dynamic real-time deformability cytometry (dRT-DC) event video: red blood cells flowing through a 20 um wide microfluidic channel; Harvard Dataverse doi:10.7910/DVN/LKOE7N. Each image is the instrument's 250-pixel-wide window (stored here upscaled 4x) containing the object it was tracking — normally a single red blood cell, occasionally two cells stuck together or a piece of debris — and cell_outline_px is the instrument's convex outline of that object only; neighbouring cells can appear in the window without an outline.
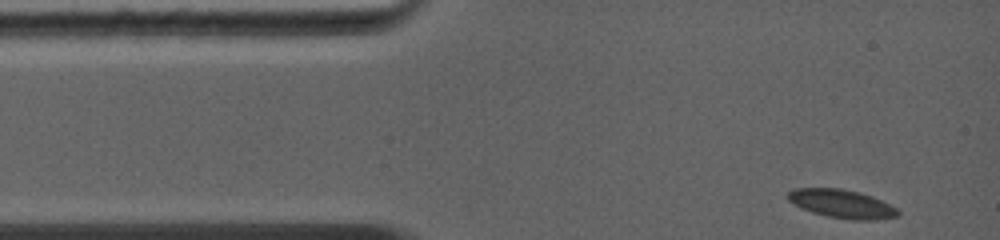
{"species": "common noctule bat (a hibernating species)", "species_latin": "Nyctalus noctula", "temperature_condition": "warm", "stored_images_in_passage": 52, "camera_frame_rate_fps": 5000, "um_per_image_px": 0.085, "animal": {"sex": "female", "body_mass_g": 19.0, "forearm_length_mm": 56.7}, "frame": {"image": 1, "passage_image": 1, "time_ms": 0.0, "image_size_px": [1000, 240], "cell_outline_px": [[900, 216], [876, 220], [852, 220], [828, 216], [812, 212], [800, 208], [788, 200], [788, 192], [796, 188], [840, 188], [872, 196], [896, 208], [900, 212]], "centroid_in_image_um": [71.56, 17.33], "position_along_channel_um": 13.4, "area_um2": 18.15}}
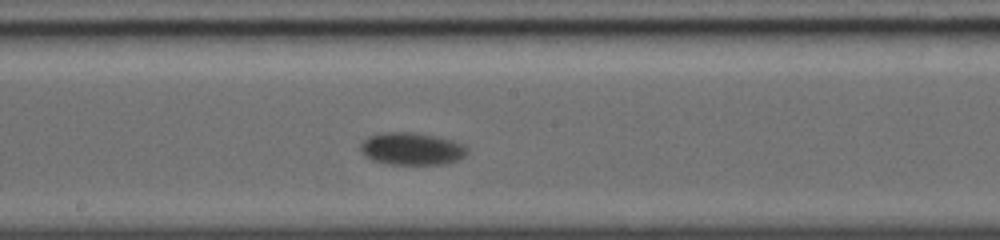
{"frame": {"image": 2, "passage_image": 31, "time_ms": 6.2, "image_size_px": [1000, 240], "cell_outline_px": [[468, 152], [464, 156], [456, 160], [444, 164], [388, 164], [372, 160], [364, 156], [360, 152], [360, 144], [368, 136], [384, 132], [408, 132], [436, 136], [456, 140], [464, 144], [468, 148]], "centroid_in_image_um": [34.99, 12.64], "position_along_channel_um": 213.2, "area_um2": 20.35}}
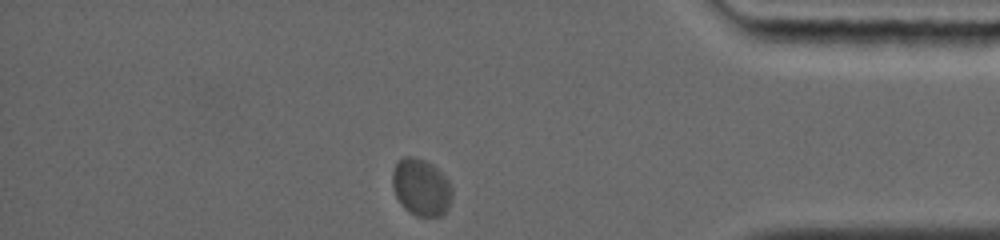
{"frame": {"image": 3, "passage_image": 52, "time_ms": 11.4, "image_size_px": [1000, 240], "cell_outline_px": [[452, 196], [448, 208], [440, 216], [416, 216], [408, 212], [404, 208], [396, 196], [392, 184], [392, 172], [396, 164], [404, 156], [416, 156], [432, 164], [448, 180], [452, 188]], "centroid_in_image_um": [35.79, 15.92], "position_along_channel_um": 399.4, "area_um2": 19.83}}